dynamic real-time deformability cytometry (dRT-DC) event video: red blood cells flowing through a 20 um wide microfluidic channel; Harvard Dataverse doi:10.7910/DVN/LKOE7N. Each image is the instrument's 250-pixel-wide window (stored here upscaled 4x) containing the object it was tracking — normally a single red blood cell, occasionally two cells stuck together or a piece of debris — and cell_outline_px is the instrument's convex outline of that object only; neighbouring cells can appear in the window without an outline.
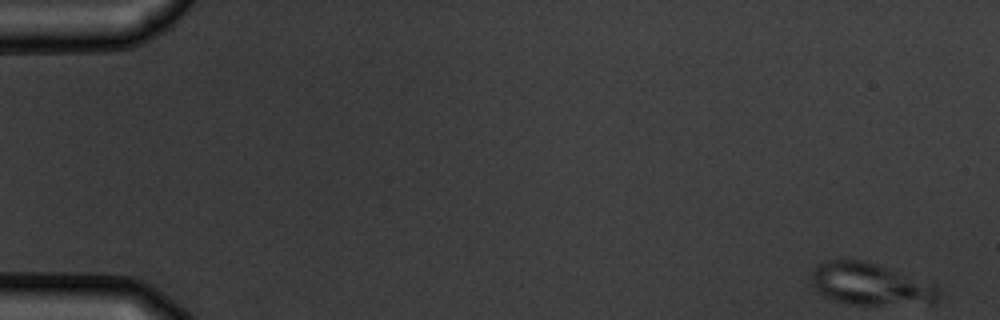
{"species": "common noctule bat (a hibernating species)", "species_latin": "Nyctalus noctula", "temperature_condition": "warm", "stored_images_in_passage": 8, "camera_frame_rate_fps": 3000, "um_per_image_px": 0.085, "animal": {"sex": "male", "body_mass_g": 19.5, "forearm_length_mm": 54.6}, "frame": {"image": 1, "passage_image": 1, "time_ms": 0.0, "image_size_px": [1000, 320], "cell_outline_px": [[940, 292], [936, 300], [932, 304], [848, 304], [824, 296], [812, 284], [812, 268], [816, 264], [828, 260], [864, 260], [936, 284], [940, 288]], "centroid_in_image_um": [74.01, 24.15], "position_along_channel_um": 11.0, "area_um2": 31.15}}
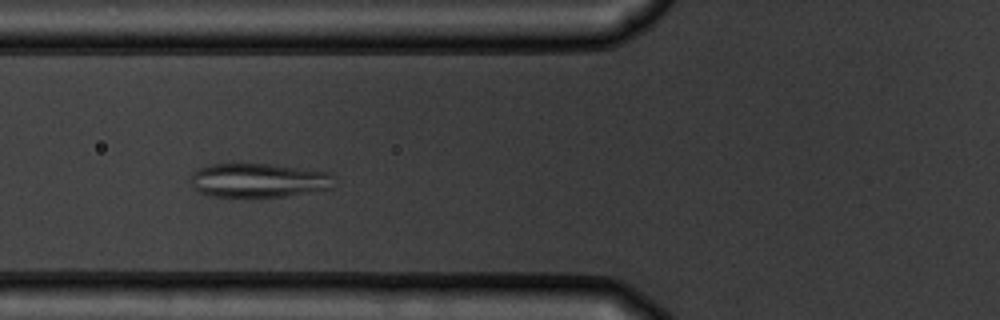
{"frame": {"image": 2, "passage_image": 6, "time_ms": 6.333, "image_size_px": [1000, 320], "cell_outline_px": [[332, 188], [284, 196], [208, 196], [192, 188], [192, 172], [200, 168], [212, 164], [268, 164], [328, 172], [332, 176]], "centroid_in_image_um": [21.93, 15.33], "position_along_channel_um": 103.9, "area_um2": 27.98}}